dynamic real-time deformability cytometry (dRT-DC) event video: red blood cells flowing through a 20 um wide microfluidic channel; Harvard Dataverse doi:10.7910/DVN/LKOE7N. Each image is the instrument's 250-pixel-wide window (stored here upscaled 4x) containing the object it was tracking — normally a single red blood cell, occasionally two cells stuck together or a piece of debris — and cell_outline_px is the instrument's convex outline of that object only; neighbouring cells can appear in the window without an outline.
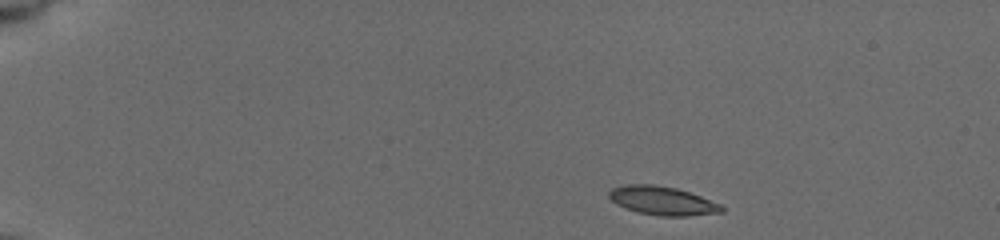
{"species": "common noctule bat (a hibernating species)", "species_latin": "Nyctalus noctula", "temperature_condition": "cold", "stored_images_in_passage": 17, "camera_frame_rate_fps": 3000, "um_per_image_px": 0.085, "animal": {"sex": "female", "body_mass_g": 19.5, "forearm_length_mm": 54.1}, "frame": {"image": 1, "passage_image": 1, "time_ms": 0.0, "image_size_px": [1000, 240], "cell_outline_px": [[724, 212], [688, 216], [660, 216], [640, 212], [616, 204], [608, 196], [608, 192], [612, 188], [628, 184], [652, 184], [676, 188], [700, 196], [720, 204], [724, 208]], "centroid_in_image_um": [56.31, 17.06], "position_along_channel_um": 28.7, "area_um2": 18.61}}
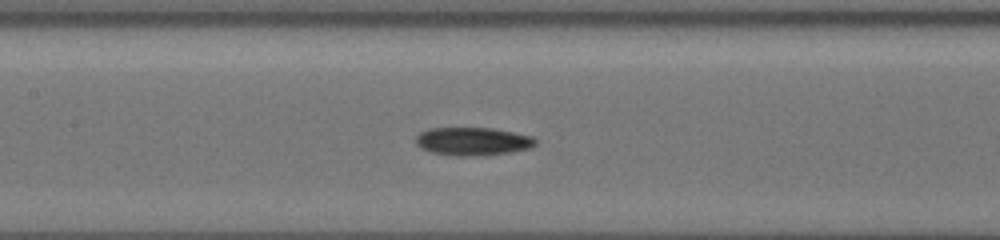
{"frame": {"image": 2, "passage_image": 10, "time_ms": 6.333, "image_size_px": [1000, 240], "cell_outline_px": [[536, 144], [528, 148], [512, 152], [476, 156], [456, 156], [432, 152], [420, 148], [416, 144], [416, 136], [420, 132], [428, 128], [492, 128], [532, 136], [536, 140]], "centroid_in_image_um": [40.15, 12.01], "position_along_channel_um": 167.2, "area_um2": 19.59}}
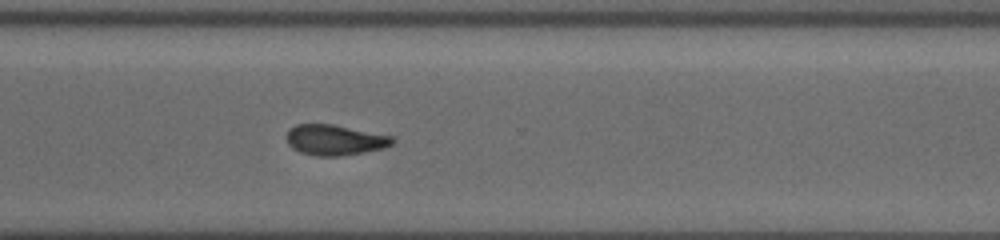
{"frame": {"image": 3, "passage_image": 17, "time_ms": 11.0, "image_size_px": [1000, 240], "cell_outline_px": [[396, 140], [392, 144], [384, 148], [340, 156], [316, 156], [300, 152], [292, 148], [288, 144], [284, 136], [288, 128], [296, 124], [332, 124], [392, 136]], "centroid_in_image_um": [28.4, 11.89], "position_along_channel_um": 342.2, "area_um2": 18.96}}